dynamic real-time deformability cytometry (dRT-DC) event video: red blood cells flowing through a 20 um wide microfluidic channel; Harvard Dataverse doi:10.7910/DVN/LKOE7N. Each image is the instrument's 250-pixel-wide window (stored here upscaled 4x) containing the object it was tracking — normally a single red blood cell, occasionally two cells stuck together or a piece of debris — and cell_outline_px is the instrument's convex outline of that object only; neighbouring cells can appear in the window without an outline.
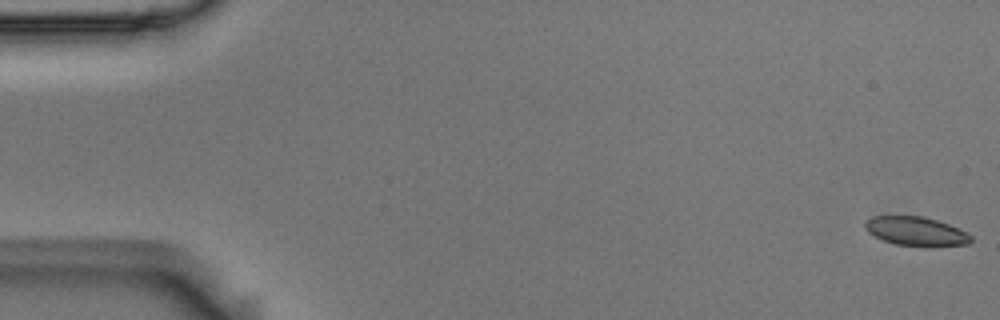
{"species": "Egyptian fruit bat (a non-hibernating species)", "species_latin": "Rousettus aegyptiacus", "temperature_condition": "room temperature", "stored_images_in_passage": 55, "camera_frame_rate_fps": 3000, "um_per_image_px": 0.085, "animal": {"sex": "male"}, "frame": {"image": 1, "passage_image": 1, "time_ms": 0.0, "image_size_px": [1000, 320], "cell_outline_px": [[972, 240], [968, 244], [928, 248], [924, 248], [896, 244], [884, 240], [868, 232], [864, 228], [864, 220], [872, 216], [924, 216], [960, 228], [968, 232], [972, 236]], "centroid_in_image_um": [77.9, 19.68], "position_along_channel_um": 7.1, "area_um2": 18.38}}
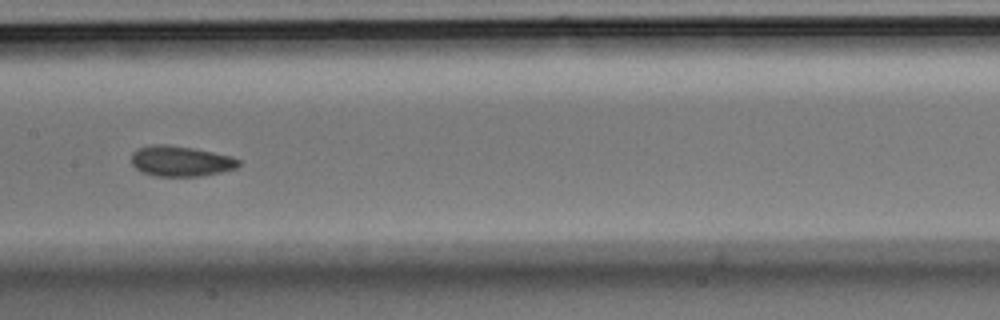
{"frame": {"image": 2, "passage_image": 28, "time_ms": 9.0, "image_size_px": [1000, 320], "cell_outline_px": [[240, 164], [236, 168], [220, 172], [200, 176], [156, 176], [140, 172], [132, 164], [132, 152], [140, 148], [152, 144], [168, 144], [196, 148], [232, 156], [240, 160]], "centroid_in_image_um": [15.36, 13.69], "position_along_channel_um": 192.0, "area_um2": 19.19}}
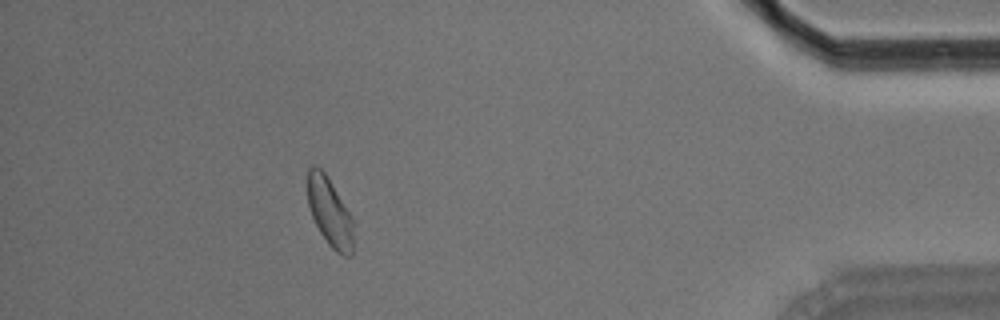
{"frame": {"image": 3, "passage_image": 50, "time_ms": 16.333, "image_size_px": [1000, 320], "cell_outline_px": [[352, 256], [344, 256], [336, 252], [328, 244], [320, 232], [312, 216], [308, 204], [308, 168], [312, 164], [316, 164], [324, 172], [352, 216]], "centroid_in_image_um": [28.01, 18.02], "position_along_channel_um": 407.2, "area_um2": 18.09}, "authors_computed_cell_mechanics": {"area_um2": 18.7272, "velocity_mm_per_s": 3.6305, "shape_relaxation_time_tau1_ms": 9.4476, "shape_relaxation_time_tau2_ms": 5.4705, "deformation_change_tau1": 0.116, "deformation_change_tau2": 0.0747}}